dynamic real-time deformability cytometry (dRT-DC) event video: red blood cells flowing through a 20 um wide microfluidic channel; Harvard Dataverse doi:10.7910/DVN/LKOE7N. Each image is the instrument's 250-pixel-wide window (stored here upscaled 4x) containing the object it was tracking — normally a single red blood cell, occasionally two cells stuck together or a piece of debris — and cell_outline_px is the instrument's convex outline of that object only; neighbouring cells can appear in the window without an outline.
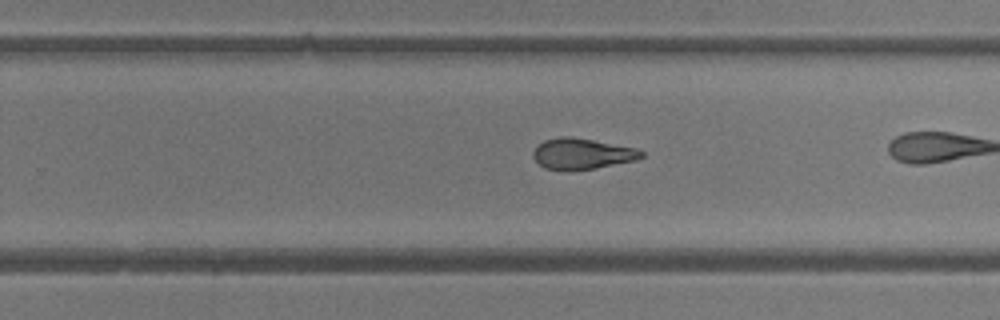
{"species": "common noctule bat (a hibernating species)", "species_latin": "Nyctalus noctula", "temperature_condition": "room temperature", "stored_images_in_passage": 26, "camera_frame_rate_fps": 3000, "um_per_image_px": 0.085, "animal": {"sex": "female"}, "frame": {"image": 1, "passage_image": 19, "time_ms": 6.0, "image_size_px": [1000, 320], "cell_outline_px": [[644, 156], [636, 160], [572, 172], [568, 172], [544, 168], [532, 156], [532, 152], [536, 144], [544, 140], [560, 136], [572, 136], [636, 148], [644, 152]], "centroid_in_image_um": [49.42, 13.08], "position_along_channel_um": 280.4, "area_um2": 19.83}}